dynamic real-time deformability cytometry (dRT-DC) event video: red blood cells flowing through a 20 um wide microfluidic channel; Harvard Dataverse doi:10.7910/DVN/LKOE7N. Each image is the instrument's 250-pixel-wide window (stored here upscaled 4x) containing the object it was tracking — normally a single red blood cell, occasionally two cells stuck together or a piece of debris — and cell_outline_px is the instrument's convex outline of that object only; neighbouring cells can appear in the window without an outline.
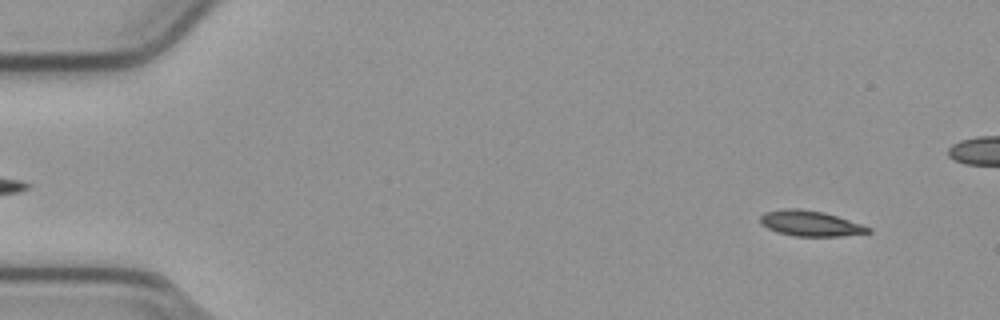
{"species": "common noctule bat (a hibernating species)", "species_latin": "Nyctalus noctula", "temperature_condition": "cold", "stored_images_in_passage": 55, "camera_frame_rate_fps": 3000, "um_per_image_px": 0.085, "animal": {"sex": "male", "body_mass_g": 23.1, "forearm_length_mm": 52.7}, "frame": {"image": 1, "passage_image": 4, "time_ms": 1.0, "image_size_px": [1000, 320], "cell_outline_px": [[872, 232], [840, 236], [792, 236], [776, 232], [760, 224], [760, 216], [764, 212], [784, 208], [800, 208], [824, 212], [872, 228]], "centroid_in_image_um": [68.83, 18.99], "position_along_channel_um": 16.2, "area_um2": 16.07}}
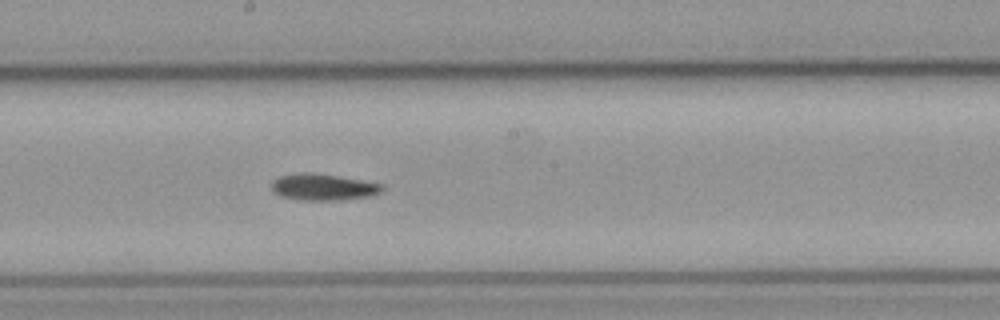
{"frame": {"image": 2, "passage_image": 29, "time_ms": 9.333, "image_size_px": [1000, 320], "cell_outline_px": [[384, 188], [380, 192], [368, 196], [340, 200], [296, 200], [280, 196], [272, 192], [272, 180], [280, 176], [300, 172], [312, 172], [340, 176], [384, 184]], "centroid_in_image_um": [27.43, 15.89], "position_along_channel_um": 220.8, "area_um2": 17.28}}
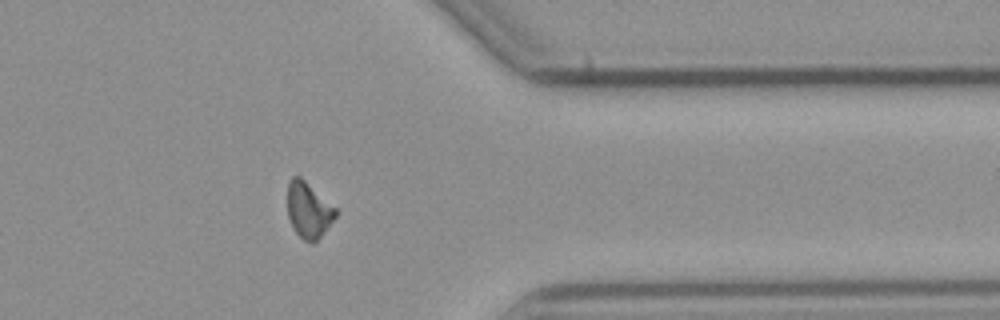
{"frame": {"image": 3, "passage_image": 43, "time_ms": 14.0, "image_size_px": [1000, 320], "cell_outline_px": [[340, 212], [320, 236], [312, 244], [304, 240], [296, 232], [288, 216], [288, 180], [292, 176], [300, 176], [336, 208]], "centroid_in_image_um": [26.23, 17.84], "position_along_channel_um": 385.2, "area_um2": 15.49}}